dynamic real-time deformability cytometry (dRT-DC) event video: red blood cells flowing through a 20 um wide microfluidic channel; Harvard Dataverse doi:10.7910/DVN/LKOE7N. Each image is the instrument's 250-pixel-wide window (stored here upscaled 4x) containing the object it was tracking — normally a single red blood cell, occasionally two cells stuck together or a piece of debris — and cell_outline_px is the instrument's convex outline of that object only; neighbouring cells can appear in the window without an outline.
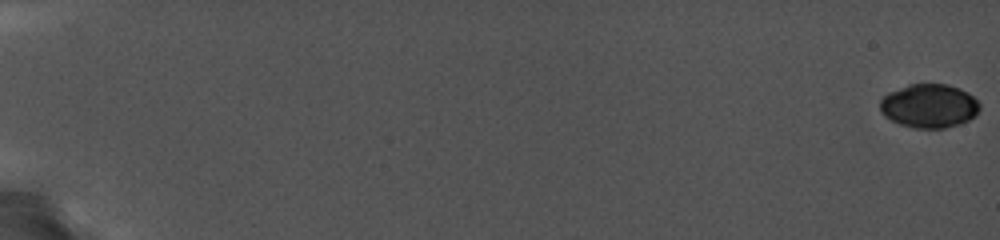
{"species": "common noctule bat (a hibernating species)", "species_latin": "Nyctalus noctula", "temperature_condition": "cold", "stored_images_in_passage": 17, "camera_frame_rate_fps": 5000, "um_per_image_px": 0.085, "animal": {"sex": "female", "body_mass_g": 19.0, "forearm_length_mm": 56.7}, "frame": {"image": 1, "passage_image": 1, "time_ms": 0.0, "image_size_px": [1000, 240], "cell_outline_px": [[980, 108], [976, 116], [968, 120], [944, 128], [916, 128], [892, 120], [880, 108], [880, 100], [888, 92], [908, 84], [948, 84], [960, 88], [968, 92], [980, 104]], "centroid_in_image_um": [79.01, 8.97], "position_along_channel_um": 6.0, "area_um2": 25.14}}